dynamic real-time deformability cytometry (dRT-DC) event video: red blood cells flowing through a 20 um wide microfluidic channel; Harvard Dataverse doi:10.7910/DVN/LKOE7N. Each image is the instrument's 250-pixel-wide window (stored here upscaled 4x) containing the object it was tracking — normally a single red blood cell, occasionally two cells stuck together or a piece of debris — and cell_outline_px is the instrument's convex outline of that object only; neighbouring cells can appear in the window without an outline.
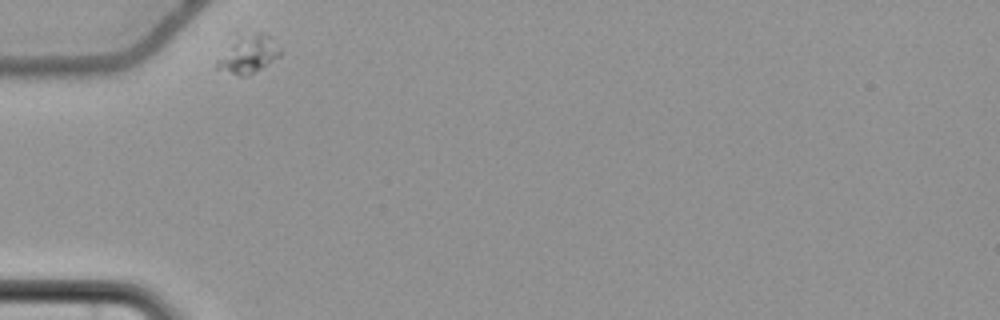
{"species": "common noctule bat (a hibernating species)", "species_latin": "Nyctalus noctula", "temperature_condition": "cold", "stored_images_in_passage": 34, "camera_frame_rate_fps": 3000, "um_per_image_px": 0.085, "animal": {"sex": "female", "body_mass_g": 22.7, "forearm_length_mm": 54.2}, "frame": {"image": 1, "passage_image": 1, "time_ms": 0.0, "image_size_px": [1000, 320], "cell_outline_px": [[280, 56], [248, 76], [240, 76], [212, 68], [216, 60], [232, 32], [264, 32], [280, 48]], "centroid_in_image_um": [20.96, 4.54], "position_along_channel_um": 64.0, "area_um2": 15.03}}
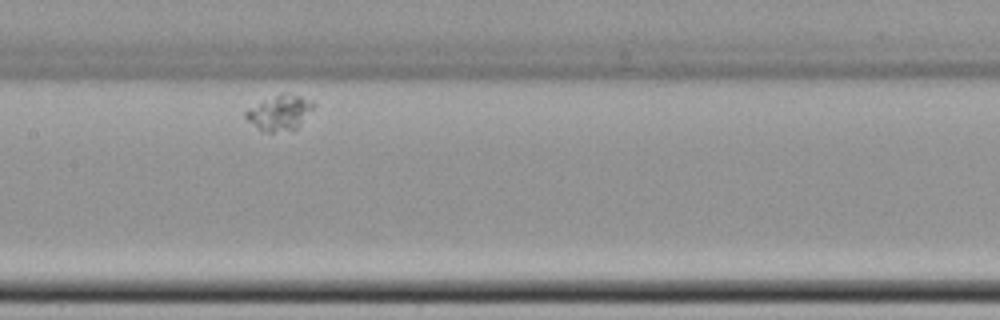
{"frame": {"image": 2, "passage_image": 14, "time_ms": 4.333, "image_size_px": [1000, 320], "cell_outline_px": [[316, 104], [296, 128], [292, 132], [264, 132], [248, 120], [244, 116], [244, 112], [248, 108], [280, 92], [288, 92], [312, 100]], "centroid_in_image_um": [23.78, 9.57], "position_along_channel_um": 183.6, "area_um2": 13.99}}
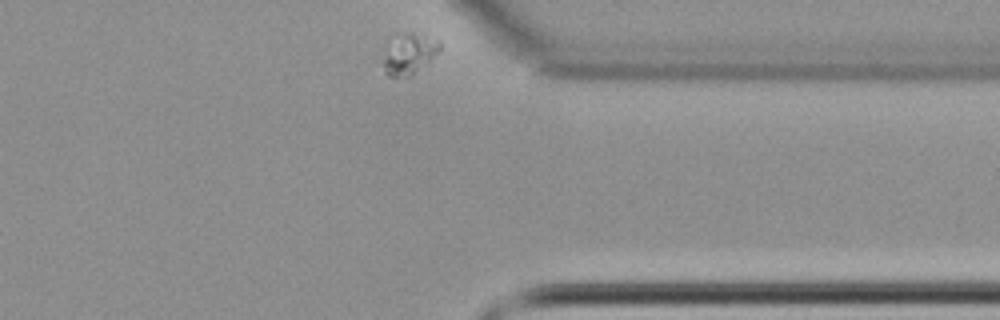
{"frame": {"image": 3, "passage_image": 34, "time_ms": 11.0, "image_size_px": [1000, 320], "cell_outline_px": [[440, 48], [432, 60], [428, 64], [408, 76], [388, 76], [384, 72], [384, 56], [408, 32], [424, 32], [440, 44]], "centroid_in_image_um": [34.89, 4.63], "position_along_channel_um": 376.5, "area_um2": 12.43}}